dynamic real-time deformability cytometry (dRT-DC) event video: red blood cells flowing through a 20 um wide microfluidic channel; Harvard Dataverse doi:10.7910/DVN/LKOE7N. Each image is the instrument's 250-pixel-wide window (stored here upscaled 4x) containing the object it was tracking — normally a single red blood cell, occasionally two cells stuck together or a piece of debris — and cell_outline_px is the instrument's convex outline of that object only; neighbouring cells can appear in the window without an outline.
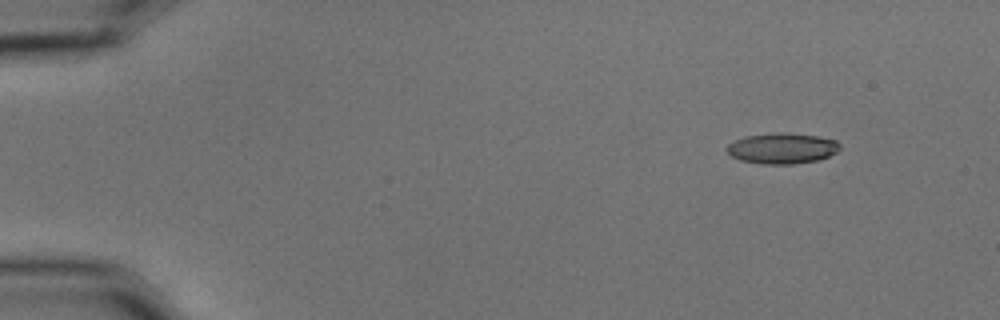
{"species": "common noctule bat (a hibernating species)", "species_latin": "Nyctalus noctula", "temperature_condition": "cold", "stored_images_in_passage": 5, "camera_frame_rate_fps": 3000, "um_per_image_px": 0.085, "animal": {"sex": "male", "body_mass_g": 15.6}, "frame": {"image": 1, "passage_image": 2, "time_ms": 0.333, "image_size_px": [1000, 320], "cell_outline_px": [[840, 148], [836, 152], [828, 156], [816, 160], [792, 164], [764, 164], [740, 160], [732, 156], [724, 148], [728, 144], [744, 136], [776, 132], [784, 132], [820, 136], [836, 140], [840, 144]], "centroid_in_image_um": [66.47, 12.59], "position_along_channel_um": 18.5, "area_um2": 20.29}}
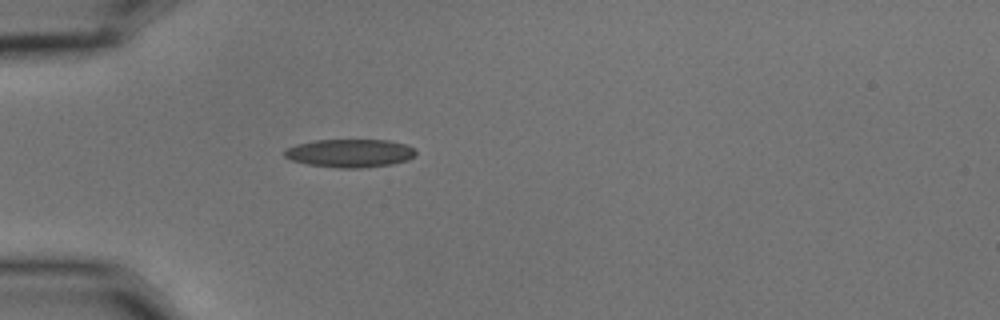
{"frame": {"image": 2, "passage_image": 5, "time_ms": 1.333, "image_size_px": [1000, 320], "cell_outline_px": [[416, 156], [408, 160], [392, 164], [360, 168], [340, 168], [308, 164], [292, 160], [284, 156], [284, 152], [288, 148], [296, 144], [316, 140], [388, 140], [408, 144], [416, 152]], "centroid_in_image_um": [29.78, 13.02], "position_along_channel_um": 55.2, "area_um2": 21.56}}